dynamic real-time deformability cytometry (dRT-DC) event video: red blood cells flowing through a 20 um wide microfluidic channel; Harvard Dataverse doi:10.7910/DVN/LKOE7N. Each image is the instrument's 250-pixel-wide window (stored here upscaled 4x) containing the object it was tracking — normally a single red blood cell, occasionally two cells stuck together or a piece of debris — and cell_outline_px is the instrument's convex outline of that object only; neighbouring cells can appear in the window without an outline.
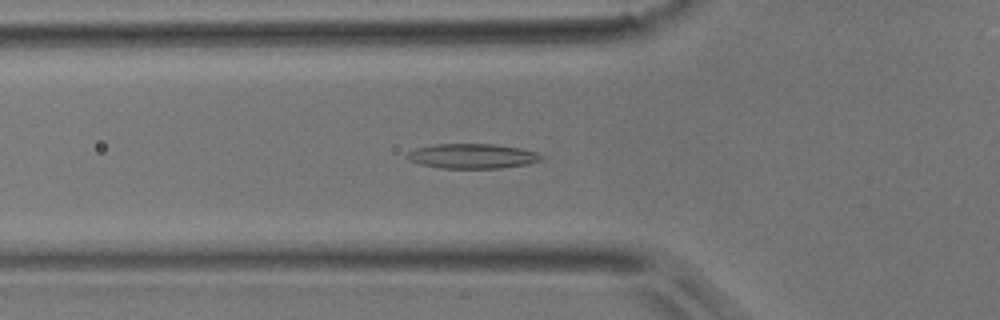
{"species": "common noctule bat (a hibernating species)", "species_latin": "Nyctalus noctula", "temperature_condition": "room temperature", "stored_images_in_passage": 44, "camera_frame_rate_fps": 3000, "um_per_image_px": 0.085, "animal": {"sex": "male", "body_mass_g": 17.9}, "frame": {"image": 1, "passage_image": 14, "time_ms": 4.333, "image_size_px": [1000, 320], "cell_outline_px": [[544, 160], [528, 164], [500, 168], [440, 168], [420, 164], [408, 160], [404, 156], [408, 152], [416, 148], [432, 144], [496, 144], [520, 148], [536, 152], [544, 156]], "centroid_in_image_um": [40.15, 13.27], "position_along_channel_um": 85.7, "area_um2": 19.59}}
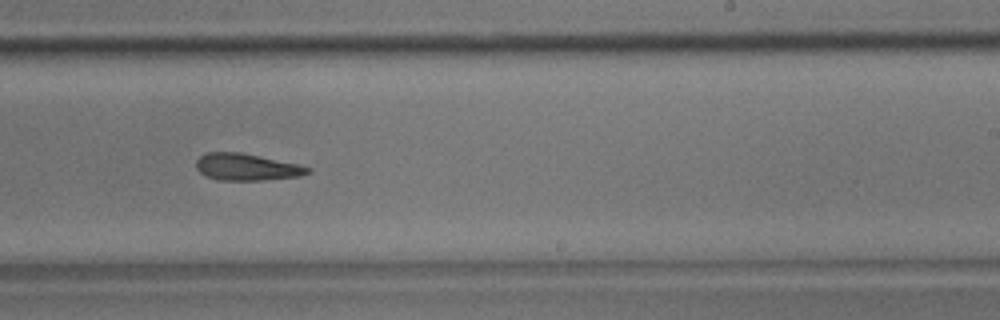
{"frame": {"image": 2, "passage_image": 26, "time_ms": 8.333, "image_size_px": [1000, 320], "cell_outline_px": [[312, 172], [300, 176], [264, 180], [216, 180], [200, 172], [196, 168], [196, 160], [200, 156], [208, 152], [240, 152], [260, 156], [296, 164], [312, 168]], "centroid_in_image_um": [20.96, 14.2], "position_along_channel_um": 268.0, "area_um2": 17.4}}
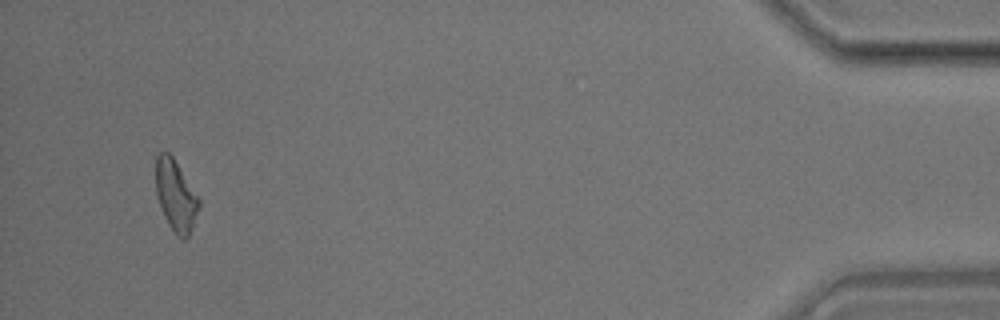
{"frame": {"image": 3, "passage_image": 41, "time_ms": 13.333, "image_size_px": [1000, 320], "cell_outline_px": [[200, 208], [192, 228], [188, 236], [184, 240], [176, 236], [168, 224], [164, 216], [156, 196], [156, 156], [160, 152], [168, 152], [172, 156], [200, 200]], "centroid_in_image_um": [14.93, 16.66], "position_along_channel_um": 420.3, "area_um2": 17.8}}